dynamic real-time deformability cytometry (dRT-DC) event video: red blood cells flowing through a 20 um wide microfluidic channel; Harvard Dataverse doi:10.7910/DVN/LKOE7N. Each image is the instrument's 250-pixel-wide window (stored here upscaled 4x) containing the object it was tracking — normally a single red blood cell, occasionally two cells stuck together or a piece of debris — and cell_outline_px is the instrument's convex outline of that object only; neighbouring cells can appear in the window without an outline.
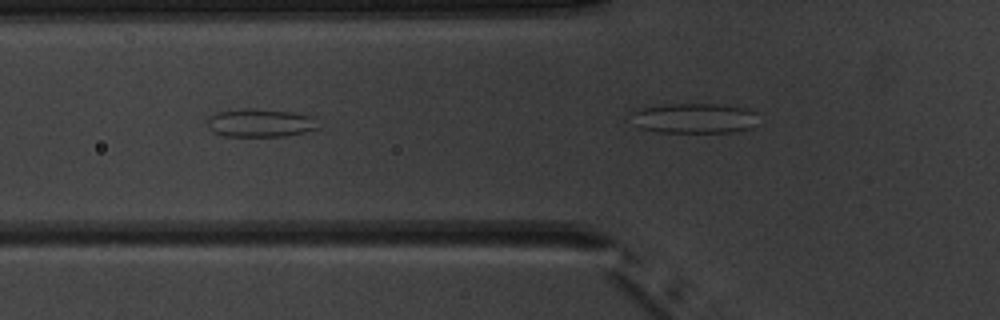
{"species": "common noctule bat (a hibernating species)", "species_latin": "Nyctalus noctula", "temperature_condition": "warm", "stored_images_in_passage": 9, "camera_frame_rate_fps": 3000, "um_per_image_px": 0.085, "animal": {"sex": "male", "body_mass_g": 20.1, "forearm_length_mm": 53.5}, "frame": {"image": 1, "passage_image": 6, "time_ms": 5.667, "image_size_px": [1000, 320], "cell_outline_px": [[320, 128], [304, 132], [284, 136], [224, 136], [212, 132], [208, 124], [208, 120], [216, 112], [288, 112], [312, 116]], "centroid_in_image_um": [22.16, 10.52], "position_along_channel_um": 103.6, "area_um2": 16.88}}
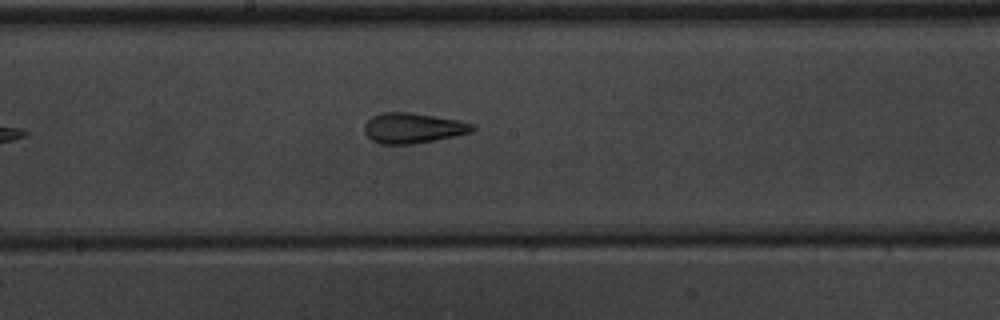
{"frame": {"image": 2, "passage_image": 9, "time_ms": 9.333, "image_size_px": [1000, 320], "cell_outline_px": [[476, 128], [472, 132], [456, 136], [436, 140], [412, 144], [380, 144], [372, 140], [364, 132], [364, 124], [372, 116], [380, 112], [412, 112], [460, 120], [472, 124]], "centroid_in_image_um": [35.1, 10.88], "position_along_channel_um": 213.1, "area_um2": 19.31}}